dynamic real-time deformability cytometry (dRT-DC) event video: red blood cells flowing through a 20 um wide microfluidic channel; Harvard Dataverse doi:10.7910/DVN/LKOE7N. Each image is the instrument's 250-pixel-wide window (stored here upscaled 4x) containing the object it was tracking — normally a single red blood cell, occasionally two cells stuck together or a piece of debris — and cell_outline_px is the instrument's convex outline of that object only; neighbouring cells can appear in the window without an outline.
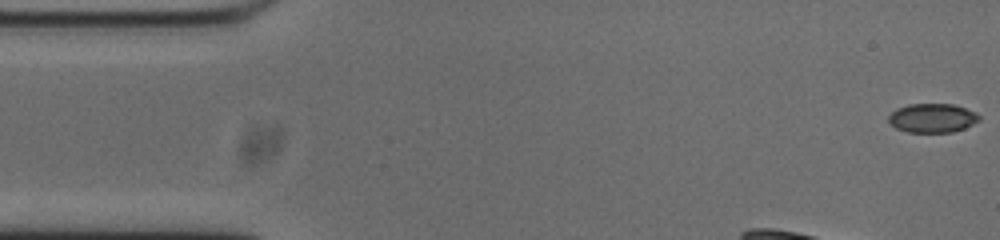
{"species": "common noctule bat (a hibernating species)", "species_latin": "Nyctalus noctula", "temperature_condition": "cold", "stored_images_in_passage": 18, "camera_frame_rate_fps": 3000, "um_per_image_px": 0.085, "animal": {"sex": "male", "body_mass_g": 20.0, "forearm_length_mm": 53.3}, "frame": {"image": 1, "passage_image": 1, "time_ms": 0.0, "image_size_px": [1000, 240], "cell_outline_px": [[980, 120], [964, 128], [952, 132], [908, 132], [896, 128], [888, 120], [888, 116], [896, 108], [908, 104], [952, 104], [976, 112], [980, 116]], "centroid_in_image_um": [79.25, 10.03], "position_along_channel_um": 5.8, "area_um2": 15.26}}